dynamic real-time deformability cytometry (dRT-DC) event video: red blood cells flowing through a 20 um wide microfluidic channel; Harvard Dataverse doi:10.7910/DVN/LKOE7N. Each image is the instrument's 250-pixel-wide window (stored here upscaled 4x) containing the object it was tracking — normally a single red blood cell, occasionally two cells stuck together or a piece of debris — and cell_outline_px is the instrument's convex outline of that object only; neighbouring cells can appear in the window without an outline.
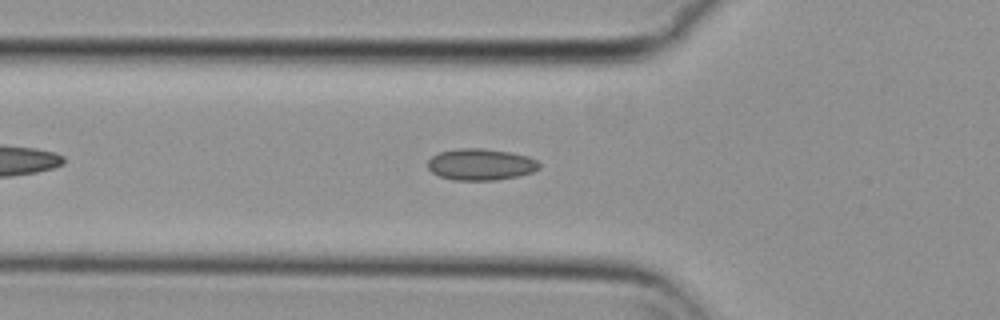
{"species": "common noctule bat (a hibernating species)", "species_latin": "Nyctalus noctula", "temperature_condition": "cold", "stored_images_in_passage": 40, "camera_frame_rate_fps": 3000, "um_per_image_px": 0.085, "animal": {"sex": "female", "body_mass_g": 29.2, "forearm_length_mm": 56.3}, "frame": {"image": 1, "passage_image": 10, "time_ms": 3.0, "image_size_px": [1000, 320], "cell_outline_px": [[540, 168], [532, 172], [516, 176], [496, 180], [452, 180], [440, 176], [432, 172], [428, 168], [428, 160], [432, 156], [440, 152], [456, 148], [480, 148], [508, 152], [528, 156], [536, 160], [540, 164]], "centroid_in_image_um": [40.84, 13.97], "position_along_channel_um": 85.0, "area_um2": 20.4}}
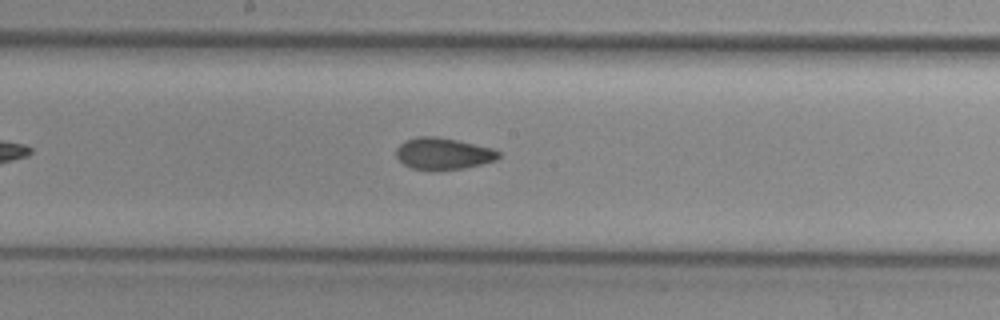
{"frame": {"image": 2, "passage_image": 20, "time_ms": 6.333, "image_size_px": [1000, 320], "cell_outline_px": [[500, 156], [496, 160], [464, 168], [412, 168], [404, 164], [396, 156], [396, 148], [404, 140], [416, 136], [436, 136], [456, 140], [492, 148], [500, 152]], "centroid_in_image_um": [37.66, 13.02], "position_along_channel_um": 210.5, "area_um2": 18.44}}
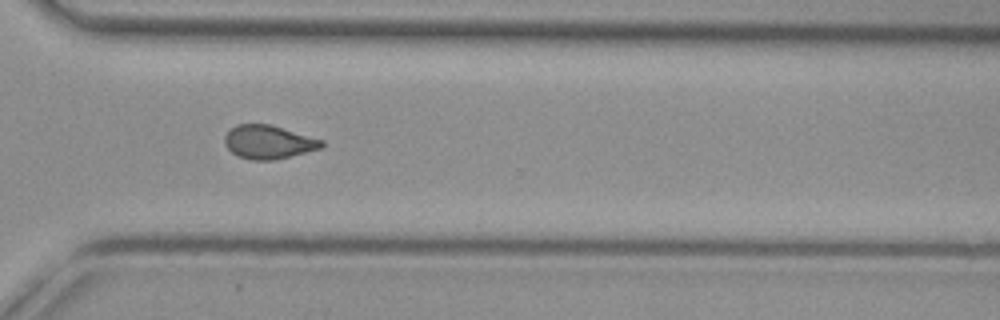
{"frame": {"image": 3, "passage_image": 31, "time_ms": 10.0, "image_size_px": [1000, 320], "cell_outline_px": [[324, 144], [320, 148], [272, 160], [252, 160], [240, 156], [232, 152], [224, 144], [224, 136], [236, 124], [268, 124], [324, 140]], "centroid_in_image_um": [22.79, 12.06], "position_along_channel_um": 347.8, "area_um2": 18.55}}